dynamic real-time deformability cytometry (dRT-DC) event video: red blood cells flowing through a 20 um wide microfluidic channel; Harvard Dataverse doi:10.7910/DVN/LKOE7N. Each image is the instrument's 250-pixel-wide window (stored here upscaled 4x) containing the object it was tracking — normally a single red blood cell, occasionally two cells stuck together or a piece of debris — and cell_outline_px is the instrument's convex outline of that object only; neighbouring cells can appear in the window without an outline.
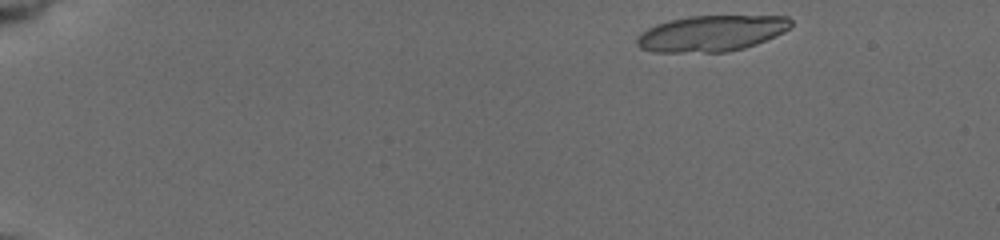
{"species": "common noctule bat (a hibernating species)", "species_latin": "Nyctalus noctula", "temperature_condition": "cold", "stored_images_in_passage": 11, "camera_frame_rate_fps": 3000, "um_per_image_px": 0.085, "animal": {"sex": "female", "body_mass_g": 19.5, "forearm_length_mm": 54.1}, "frame": {"image": 1, "passage_image": 2, "time_ms": 0.333, "image_size_px": [1000, 240], "cell_outline_px": [[792, 24], [784, 32], [756, 44], [744, 48], [728, 52], [652, 52], [640, 48], [636, 44], [636, 40], [640, 32], [656, 24], [668, 20], [692, 16], [788, 16], [792, 20]], "centroid_in_image_um": [60.44, 2.84], "position_along_channel_um": 24.6, "area_um2": 32.37}}